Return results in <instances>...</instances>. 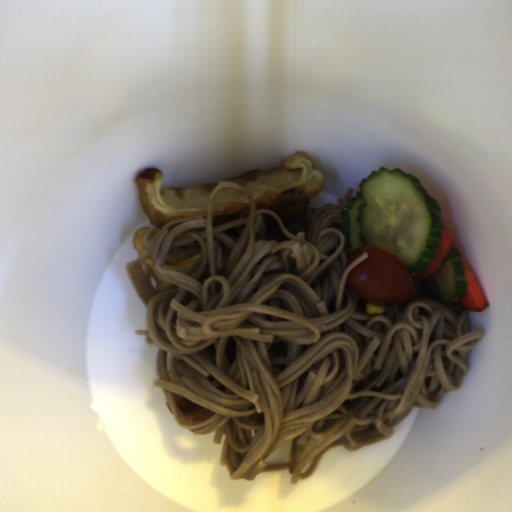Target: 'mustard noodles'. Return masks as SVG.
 <instances>
[{"label": "mustard noodles", "instance_id": "mustard-noodles-1", "mask_svg": "<svg viewBox=\"0 0 512 512\" xmlns=\"http://www.w3.org/2000/svg\"><path fill=\"white\" fill-rule=\"evenodd\" d=\"M247 194L251 206L212 221L220 188ZM354 190L295 222L257 210L252 194L221 181L203 216L179 218L142 237L145 251L127 263L131 286L145 308L137 336L156 347L163 400L180 427L214 434L219 463L233 481L287 470L291 485L313 475L336 446L359 450L386 440L414 409H437L458 390L483 331L471 311L448 307L413 279L405 302L366 313L348 276L343 209ZM202 250L189 273L161 270L169 250ZM178 288L157 292L147 265ZM175 393L214 412L188 422ZM292 441L289 463L265 459Z\"/></svg>", "mask_w": 512, "mask_h": 512}]
</instances>
